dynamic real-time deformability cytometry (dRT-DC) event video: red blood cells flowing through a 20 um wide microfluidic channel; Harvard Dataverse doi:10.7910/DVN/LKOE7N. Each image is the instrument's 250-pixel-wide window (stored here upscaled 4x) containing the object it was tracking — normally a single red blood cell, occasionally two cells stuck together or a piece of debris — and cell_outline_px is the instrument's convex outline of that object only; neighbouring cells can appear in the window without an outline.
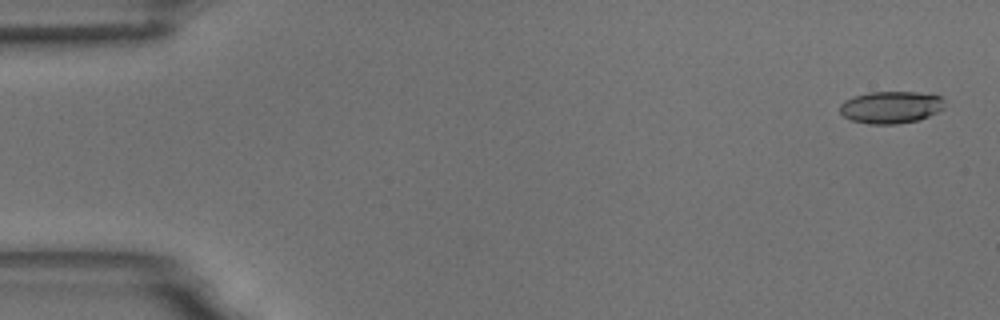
{"species": "common noctule bat (a hibernating species)", "species_latin": "Nyctalus noctula", "temperature_condition": "room temperature", "stored_images_in_passage": 54, "camera_frame_rate_fps": 3000, "um_per_image_px": 0.085, "animal": {"sex": "male", "body_mass_g": 18.8}, "frame": {"image": 1, "passage_image": 2, "time_ms": 0.333, "image_size_px": [1000, 320], "cell_outline_px": [[944, 108], [928, 116], [916, 120], [896, 124], [868, 124], [852, 120], [844, 116], [840, 112], [840, 104], [844, 100], [852, 96], [868, 92], [916, 92], [940, 96], [944, 100]], "centroid_in_image_um": [75.69, 9.11], "position_along_channel_um": 9.3, "area_um2": 19.59}}
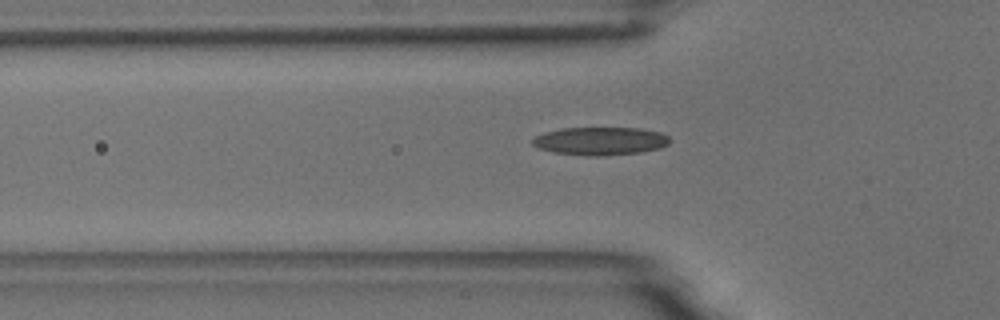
{"frame": {"image": 2, "passage_image": 18, "time_ms": 5.667, "image_size_px": [1000, 320], "cell_outline_px": [[672, 140], [668, 144], [660, 148], [640, 152], [600, 156], [588, 156], [552, 152], [540, 148], [532, 144], [532, 140], [536, 136], [544, 132], [560, 128], [640, 128], [660, 132], [668, 136]], "centroid_in_image_um": [51.04, 11.98], "position_along_channel_um": 74.8, "area_um2": 22.48}}
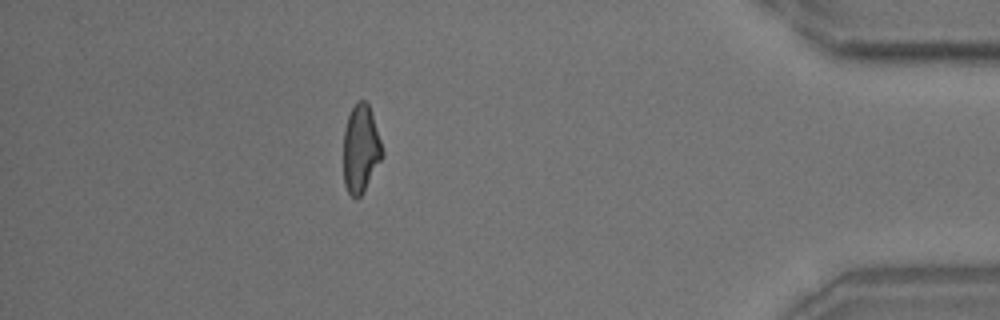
{"frame": {"image": 3, "passage_image": 48, "time_ms": 15.667, "image_size_px": [1000, 320], "cell_outline_px": [[384, 156], [360, 196], [356, 200], [348, 192], [344, 184], [344, 128], [348, 116], [356, 100], [364, 100], [368, 104], [384, 152]], "centroid_in_image_um": [30.65, 12.66], "position_along_channel_um": 404.5, "area_um2": 19.71}, "authors_computed_cell_mechanics": {"area_um2": 20.4034, "velocity_mm_per_s": 3.7459, "shape_relaxation_time_tau1_ms": 9.3615, "shape_relaxation_time_tau2_ms": 3.9068, "deformation_change_tau1": 0.2232, "deformation_change_tau2": 0.1197}}